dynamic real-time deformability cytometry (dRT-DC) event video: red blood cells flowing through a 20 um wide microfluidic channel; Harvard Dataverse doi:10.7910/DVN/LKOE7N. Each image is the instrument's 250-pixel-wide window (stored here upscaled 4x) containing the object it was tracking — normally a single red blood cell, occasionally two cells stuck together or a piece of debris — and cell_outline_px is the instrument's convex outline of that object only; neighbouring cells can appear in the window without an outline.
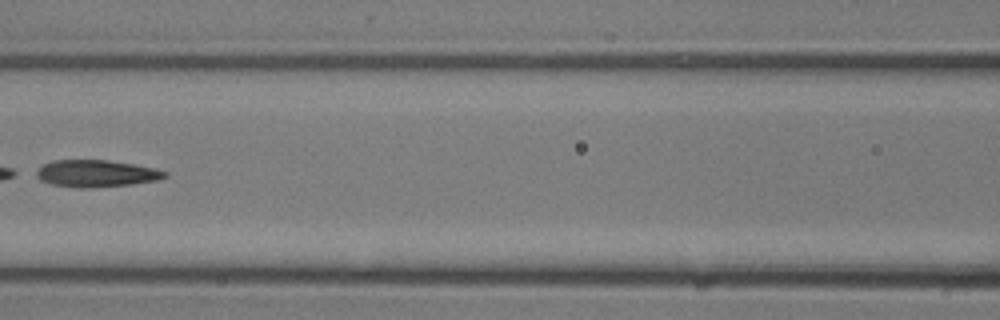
{"species": "common noctule bat (a hibernating species)", "species_latin": "Nyctalus noctula", "temperature_condition": "room temperature", "stored_images_in_passage": 10, "camera_frame_rate_fps": 3000, "um_per_image_px": 0.085, "animal": {"sex": "male", "body_mass_g": 13.3}, "frame": {"image": 1, "passage_image": 6, "time_ms": 1.667, "image_size_px": [1000, 320], "cell_outline_px": [[168, 176], [156, 180], [132, 184], [92, 188], [80, 188], [52, 184], [40, 180], [32, 172], [44, 164], [56, 160], [108, 160], [132, 164], [152, 168], [168, 172]], "centroid_in_image_um": [8.14, 14.75], "position_along_channel_um": 158.5, "area_um2": 20.17}}
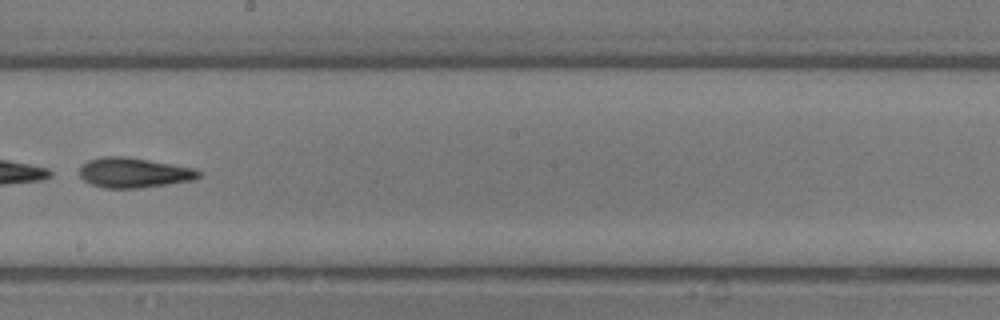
{"frame": {"image": 2, "passage_image": 9, "time_ms": 2.667, "image_size_px": [1000, 320], "cell_outline_px": [[200, 176], [192, 180], [168, 184], [140, 188], [104, 188], [92, 184], [84, 180], [80, 176], [80, 164], [88, 160], [100, 156], [124, 156], [196, 168], [200, 172]], "centroid_in_image_um": [11.35, 14.67], "position_along_channel_um": 236.9, "area_um2": 20.87}}